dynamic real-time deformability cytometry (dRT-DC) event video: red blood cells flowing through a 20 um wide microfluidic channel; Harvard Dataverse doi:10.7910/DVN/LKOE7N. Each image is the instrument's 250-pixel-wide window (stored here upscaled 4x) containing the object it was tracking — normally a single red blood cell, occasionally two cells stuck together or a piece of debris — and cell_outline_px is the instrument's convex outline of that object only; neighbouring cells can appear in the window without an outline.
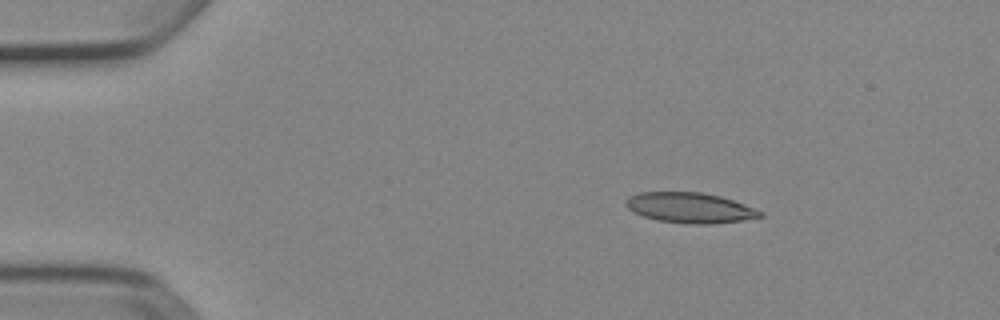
{"species": "Egyptian fruit bat (a non-hibernating species)", "species_latin": "Rousettus aegyptiacus", "temperature_condition": "cold", "stored_images_in_passage": 4, "camera_frame_rate_fps": 3000, "um_per_image_px": 0.085, "animal": {"sex": "female"}, "frame": {"image": 1, "passage_image": 2, "time_ms": 0.333, "image_size_px": [1000, 320], "cell_outline_px": [[764, 216], [744, 220], [712, 224], [688, 224], [656, 220], [644, 216], [628, 208], [624, 204], [632, 196], [640, 192], [704, 192], [720, 196], [744, 204], [764, 212]], "centroid_in_image_um": [58.7, 17.67], "position_along_channel_um": 26.3, "area_um2": 23.64}}